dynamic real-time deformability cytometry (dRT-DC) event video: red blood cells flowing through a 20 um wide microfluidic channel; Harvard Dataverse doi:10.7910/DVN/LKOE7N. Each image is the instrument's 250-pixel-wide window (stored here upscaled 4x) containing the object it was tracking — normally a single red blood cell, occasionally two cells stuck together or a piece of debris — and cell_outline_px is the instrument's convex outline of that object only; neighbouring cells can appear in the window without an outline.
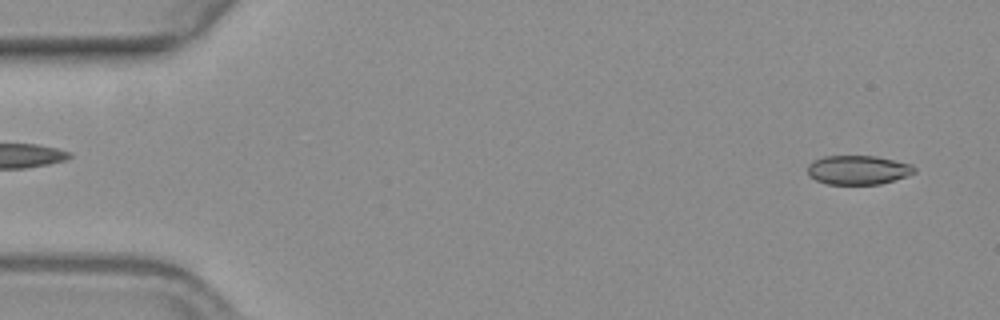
{"species": "common noctule bat (a hibernating species)", "species_latin": "Nyctalus noctula", "temperature_condition": "warm", "stored_images_in_passage": 56, "camera_frame_rate_fps": 3000, "um_per_image_px": 0.085, "animal": {"sex": "female", "body_mass_g": 19.3, "forearm_length_mm": 54.1}, "frame": {"image": 1, "passage_image": 3, "time_ms": 0.667, "image_size_px": [1000, 320], "cell_outline_px": [[916, 172], [880, 184], [828, 184], [816, 180], [808, 172], [808, 164], [812, 160], [824, 156], [876, 156], [912, 164], [916, 168]], "centroid_in_image_um": [72.93, 14.43], "position_along_channel_um": 12.1, "area_um2": 17.98}}
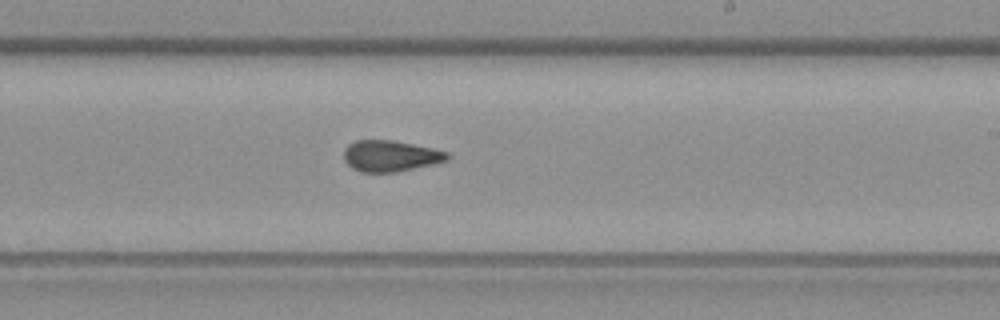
{"frame": {"image": 2, "passage_image": 33, "time_ms": 10.667, "image_size_px": [1000, 320], "cell_outline_px": [[452, 156], [448, 160], [432, 164], [396, 172], [360, 172], [352, 168], [344, 160], [344, 148], [348, 144], [356, 140], [392, 140], [432, 148], [448, 152]], "centroid_in_image_um": [33.18, 13.25], "position_along_channel_um": 255.8, "area_um2": 18.79}}
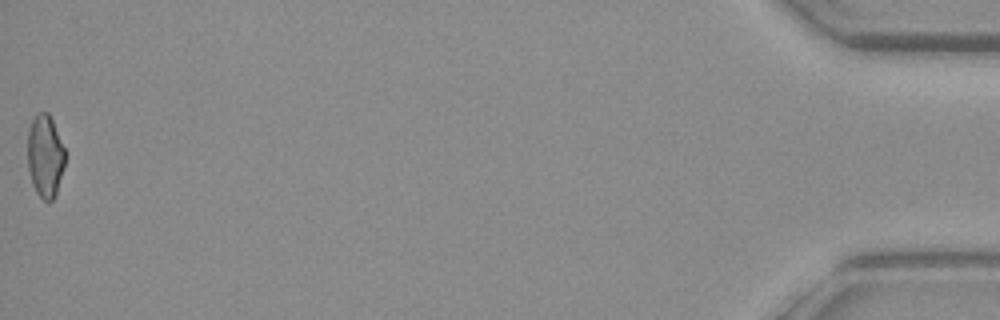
{"frame": {"image": 3, "passage_image": 56, "time_ms": 18.333, "image_size_px": [1000, 320], "cell_outline_px": [[64, 168], [56, 192], [52, 200], [44, 200], [36, 192], [32, 184], [28, 168], [28, 132], [32, 120], [40, 112], [48, 112], [52, 120], [64, 148]], "centroid_in_image_um": [3.83, 13.27], "position_along_channel_um": 431.4, "area_um2": 17.69}, "authors_computed_cell_mechanics": {"area_um2": 18.9584, "velocity_mm_per_s": 3.6658, "shape_relaxation_time_tau1_ms": null, "shape_relaxation_time_tau2_ms": 3.9269, "deformation_change_tau1": null, "deformation_change_tau2": 0.096}}